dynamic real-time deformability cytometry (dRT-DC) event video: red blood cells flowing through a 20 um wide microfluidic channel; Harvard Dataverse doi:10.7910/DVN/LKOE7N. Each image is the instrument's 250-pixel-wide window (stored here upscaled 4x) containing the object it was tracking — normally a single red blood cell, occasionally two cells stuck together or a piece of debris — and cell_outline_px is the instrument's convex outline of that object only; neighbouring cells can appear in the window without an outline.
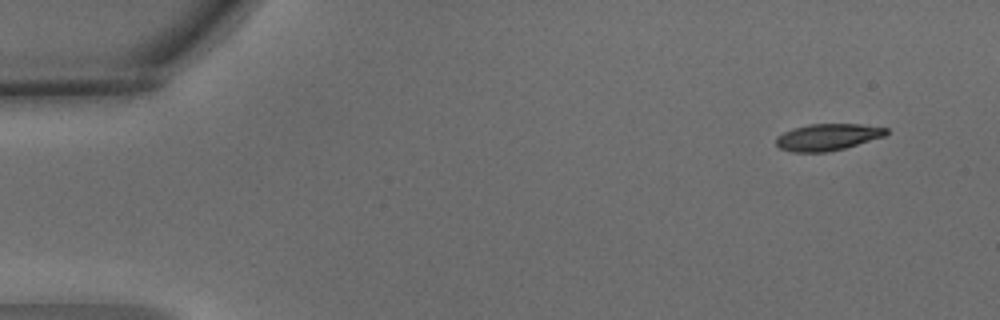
{"species": "common noctule bat (a hibernating species)", "species_latin": "Nyctalus noctula", "temperature_condition": "warm", "stored_images_in_passage": 3, "camera_frame_rate_fps": 3000, "um_per_image_px": 0.085, "animal": {"sex": "male", "body_mass_g": 15.6}, "frame": {"image": 1, "passage_image": 1, "time_ms": 0.0, "image_size_px": [1000, 320], "cell_outline_px": [[888, 132], [884, 136], [844, 148], [824, 152], [792, 152], [780, 148], [776, 144], [776, 136], [792, 128], [808, 124], [860, 124], [888, 128]], "centroid_in_image_um": [70.32, 11.64], "position_along_channel_um": 14.7, "area_um2": 17.05}}